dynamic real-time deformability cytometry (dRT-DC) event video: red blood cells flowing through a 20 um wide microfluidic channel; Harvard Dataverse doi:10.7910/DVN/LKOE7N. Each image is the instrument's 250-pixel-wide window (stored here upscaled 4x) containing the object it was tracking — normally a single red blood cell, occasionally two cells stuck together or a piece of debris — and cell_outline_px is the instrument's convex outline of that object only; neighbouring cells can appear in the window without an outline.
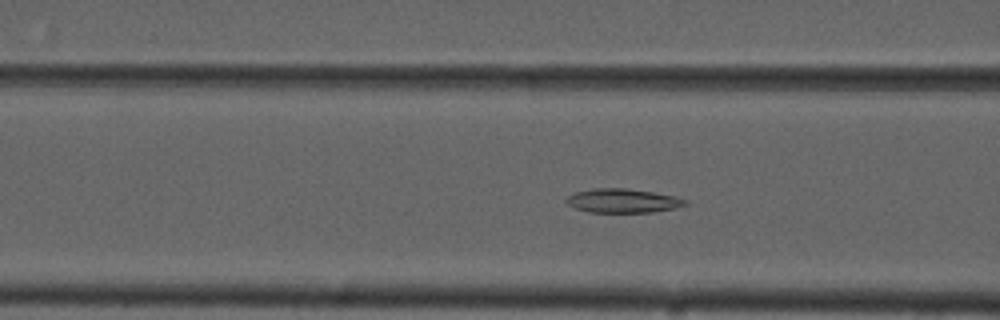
{"species": "common noctule bat (a hibernating species)", "species_latin": "Nyctalus noctula", "temperature_condition": "cold", "stored_images_in_passage": 55, "camera_frame_rate_fps": 3000, "um_per_image_px": 0.085, "animal": {"sex": "male", "forearm_length_mm": 52.5}, "frame": {"image": 1, "passage_image": 22, "time_ms": 7.0, "image_size_px": [1000, 320], "cell_outline_px": [[688, 204], [676, 208], [652, 212], [588, 212], [576, 208], [568, 204], [564, 200], [568, 196], [576, 192], [592, 188], [624, 188], [652, 192], [676, 196], [688, 200]], "centroid_in_image_um": [52.96, 17.06], "position_along_channel_um": 113.6, "area_um2": 16.65}}
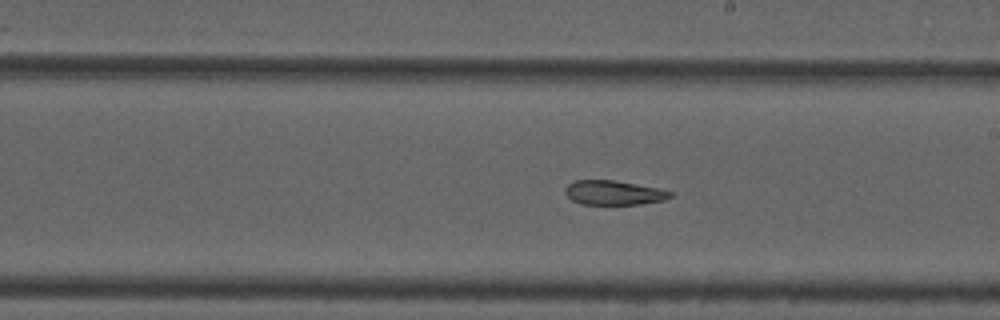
{"frame": {"image": 2, "passage_image": 32, "time_ms": 10.333, "image_size_px": [1000, 320], "cell_outline_px": [[672, 196], [664, 200], [640, 204], [580, 204], [572, 200], [564, 192], [564, 188], [568, 184], [576, 180], [616, 180], [656, 188], [672, 192]], "centroid_in_image_um": [52.13, 16.38], "position_along_channel_um": 236.9, "area_um2": 14.85}}
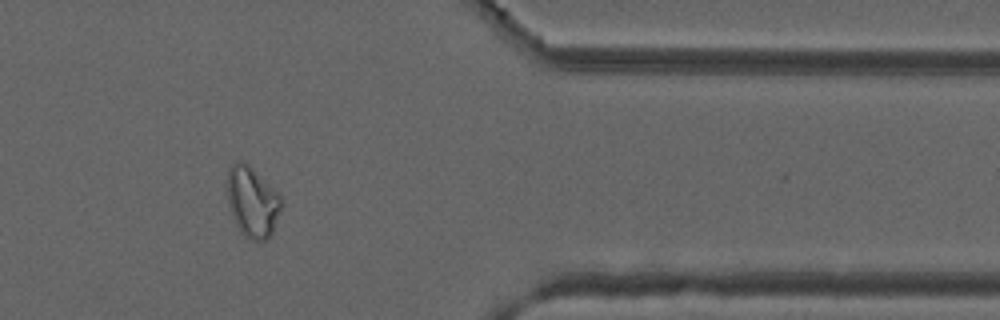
{"frame": {"image": 3, "passage_image": 46, "time_ms": 15.0, "image_size_px": [1000, 320], "cell_outline_px": [[284, 200], [272, 232], [264, 240], [252, 240], [244, 236], [240, 232], [232, 216], [228, 204], [228, 168], [232, 164], [240, 160], [244, 160]], "centroid_in_image_um": [21.43, 17.16], "position_along_channel_um": 390.0, "area_um2": 21.91}, "authors_computed_cell_mechanics": {"area_um2": 19.3052, "velocity_mm_per_s": 3.6979, "shape_relaxation_time_tau1_ms": null, "shape_relaxation_time_tau2_ms": 4.934, "deformation_change_tau1": null, "deformation_change_tau2": 0.1076}}